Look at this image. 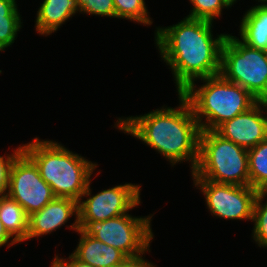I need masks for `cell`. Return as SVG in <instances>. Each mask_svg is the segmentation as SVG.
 Returning <instances> with one entry per match:
<instances>
[{"mask_svg":"<svg viewBox=\"0 0 267 267\" xmlns=\"http://www.w3.org/2000/svg\"><path fill=\"white\" fill-rule=\"evenodd\" d=\"M212 24L185 17L171 26L156 27L154 42L161 60L172 71L177 93L194 81L219 75L221 48L227 34L214 37Z\"/></svg>","mask_w":267,"mask_h":267,"instance_id":"cell-1","label":"cell"},{"mask_svg":"<svg viewBox=\"0 0 267 267\" xmlns=\"http://www.w3.org/2000/svg\"><path fill=\"white\" fill-rule=\"evenodd\" d=\"M176 108L160 107L146 114L118 118L114 128L155 149L172 166L189 161L191 173L199 158L200 126L187 99L178 93Z\"/></svg>","mask_w":267,"mask_h":267,"instance_id":"cell-2","label":"cell"},{"mask_svg":"<svg viewBox=\"0 0 267 267\" xmlns=\"http://www.w3.org/2000/svg\"><path fill=\"white\" fill-rule=\"evenodd\" d=\"M22 151L35 163L40 176L56 197L78 202L98 165L58 141L40 140L37 136L31 142L22 144Z\"/></svg>","mask_w":267,"mask_h":267,"instance_id":"cell-3","label":"cell"},{"mask_svg":"<svg viewBox=\"0 0 267 267\" xmlns=\"http://www.w3.org/2000/svg\"><path fill=\"white\" fill-rule=\"evenodd\" d=\"M200 80L203 84L199 88L194 81L181 94L189 102L201 131H214L258 102L249 91L220 74Z\"/></svg>","mask_w":267,"mask_h":267,"instance_id":"cell-4","label":"cell"},{"mask_svg":"<svg viewBox=\"0 0 267 267\" xmlns=\"http://www.w3.org/2000/svg\"><path fill=\"white\" fill-rule=\"evenodd\" d=\"M192 179L249 186L248 150L215 131H201L199 158Z\"/></svg>","mask_w":267,"mask_h":267,"instance_id":"cell-5","label":"cell"},{"mask_svg":"<svg viewBox=\"0 0 267 267\" xmlns=\"http://www.w3.org/2000/svg\"><path fill=\"white\" fill-rule=\"evenodd\" d=\"M219 74L259 100L267 95V51L252 48L227 34L221 48Z\"/></svg>","mask_w":267,"mask_h":267,"instance_id":"cell-6","label":"cell"},{"mask_svg":"<svg viewBox=\"0 0 267 267\" xmlns=\"http://www.w3.org/2000/svg\"><path fill=\"white\" fill-rule=\"evenodd\" d=\"M149 216L133 217L126 213L105 221H89L82 230L89 236L112 246L127 257L150 252V243L154 238Z\"/></svg>","mask_w":267,"mask_h":267,"instance_id":"cell-7","label":"cell"},{"mask_svg":"<svg viewBox=\"0 0 267 267\" xmlns=\"http://www.w3.org/2000/svg\"><path fill=\"white\" fill-rule=\"evenodd\" d=\"M91 179L78 202V224L82 229L89 221H105L126 214L141 204V185L125 183L91 194ZM84 197L86 200H84Z\"/></svg>","mask_w":267,"mask_h":267,"instance_id":"cell-8","label":"cell"},{"mask_svg":"<svg viewBox=\"0 0 267 267\" xmlns=\"http://www.w3.org/2000/svg\"><path fill=\"white\" fill-rule=\"evenodd\" d=\"M201 190L210 213L220 219L251 220L257 190L249 186L217 183L204 179H192Z\"/></svg>","mask_w":267,"mask_h":267,"instance_id":"cell-9","label":"cell"},{"mask_svg":"<svg viewBox=\"0 0 267 267\" xmlns=\"http://www.w3.org/2000/svg\"><path fill=\"white\" fill-rule=\"evenodd\" d=\"M6 194L18 202L28 216L40 211L56 197L40 176L35 163L23 151L11 166Z\"/></svg>","mask_w":267,"mask_h":267,"instance_id":"cell-10","label":"cell"},{"mask_svg":"<svg viewBox=\"0 0 267 267\" xmlns=\"http://www.w3.org/2000/svg\"><path fill=\"white\" fill-rule=\"evenodd\" d=\"M222 138L250 149L267 138V119L259 101L246 112L223 122L214 130Z\"/></svg>","mask_w":267,"mask_h":267,"instance_id":"cell-11","label":"cell"},{"mask_svg":"<svg viewBox=\"0 0 267 267\" xmlns=\"http://www.w3.org/2000/svg\"><path fill=\"white\" fill-rule=\"evenodd\" d=\"M78 215V201L70 198L55 197L40 211L29 216L27 240L40 238L42 235L56 231L65 225L72 216L75 217L74 222L66 227L77 232L80 229Z\"/></svg>","mask_w":267,"mask_h":267,"instance_id":"cell-12","label":"cell"},{"mask_svg":"<svg viewBox=\"0 0 267 267\" xmlns=\"http://www.w3.org/2000/svg\"><path fill=\"white\" fill-rule=\"evenodd\" d=\"M77 233L80 238L72 254L82 262L93 267H117L127 258L120 250L87 235L82 229Z\"/></svg>","mask_w":267,"mask_h":267,"instance_id":"cell-13","label":"cell"},{"mask_svg":"<svg viewBox=\"0 0 267 267\" xmlns=\"http://www.w3.org/2000/svg\"><path fill=\"white\" fill-rule=\"evenodd\" d=\"M40 5L36 15L35 30L37 34L46 37L80 12L77 0H43Z\"/></svg>","mask_w":267,"mask_h":267,"instance_id":"cell-14","label":"cell"},{"mask_svg":"<svg viewBox=\"0 0 267 267\" xmlns=\"http://www.w3.org/2000/svg\"><path fill=\"white\" fill-rule=\"evenodd\" d=\"M240 40L258 50L267 51V4L248 9L239 26Z\"/></svg>","mask_w":267,"mask_h":267,"instance_id":"cell-15","label":"cell"},{"mask_svg":"<svg viewBox=\"0 0 267 267\" xmlns=\"http://www.w3.org/2000/svg\"><path fill=\"white\" fill-rule=\"evenodd\" d=\"M0 221L17 243L27 240L29 216L23 207L7 194L0 195Z\"/></svg>","mask_w":267,"mask_h":267,"instance_id":"cell-16","label":"cell"},{"mask_svg":"<svg viewBox=\"0 0 267 267\" xmlns=\"http://www.w3.org/2000/svg\"><path fill=\"white\" fill-rule=\"evenodd\" d=\"M16 0H0V51L11 46L22 27Z\"/></svg>","mask_w":267,"mask_h":267,"instance_id":"cell-17","label":"cell"},{"mask_svg":"<svg viewBox=\"0 0 267 267\" xmlns=\"http://www.w3.org/2000/svg\"><path fill=\"white\" fill-rule=\"evenodd\" d=\"M250 186L258 189L267 181V138L248 149Z\"/></svg>","mask_w":267,"mask_h":267,"instance_id":"cell-18","label":"cell"},{"mask_svg":"<svg viewBox=\"0 0 267 267\" xmlns=\"http://www.w3.org/2000/svg\"><path fill=\"white\" fill-rule=\"evenodd\" d=\"M115 7V18H122L151 26L152 18L148 14L145 0H113Z\"/></svg>","mask_w":267,"mask_h":267,"instance_id":"cell-19","label":"cell"},{"mask_svg":"<svg viewBox=\"0 0 267 267\" xmlns=\"http://www.w3.org/2000/svg\"><path fill=\"white\" fill-rule=\"evenodd\" d=\"M189 2L193 7L187 17L213 23L216 18L221 16L222 9L232 7L227 0H189Z\"/></svg>","mask_w":267,"mask_h":267,"instance_id":"cell-20","label":"cell"},{"mask_svg":"<svg viewBox=\"0 0 267 267\" xmlns=\"http://www.w3.org/2000/svg\"><path fill=\"white\" fill-rule=\"evenodd\" d=\"M264 199L267 198L257 194L252 218L254 223L252 238L260 248L267 249V200L263 203Z\"/></svg>","mask_w":267,"mask_h":267,"instance_id":"cell-21","label":"cell"},{"mask_svg":"<svg viewBox=\"0 0 267 267\" xmlns=\"http://www.w3.org/2000/svg\"><path fill=\"white\" fill-rule=\"evenodd\" d=\"M79 13L115 18L113 0H77Z\"/></svg>","mask_w":267,"mask_h":267,"instance_id":"cell-22","label":"cell"},{"mask_svg":"<svg viewBox=\"0 0 267 267\" xmlns=\"http://www.w3.org/2000/svg\"><path fill=\"white\" fill-rule=\"evenodd\" d=\"M21 152L22 145H19L16 149H13V153L0 156V195L6 194L11 166Z\"/></svg>","mask_w":267,"mask_h":267,"instance_id":"cell-23","label":"cell"},{"mask_svg":"<svg viewBox=\"0 0 267 267\" xmlns=\"http://www.w3.org/2000/svg\"><path fill=\"white\" fill-rule=\"evenodd\" d=\"M53 261L59 266V267H93L85 262H82L81 260L77 259L72 253L69 255V257L66 259L59 257L57 254Z\"/></svg>","mask_w":267,"mask_h":267,"instance_id":"cell-24","label":"cell"},{"mask_svg":"<svg viewBox=\"0 0 267 267\" xmlns=\"http://www.w3.org/2000/svg\"><path fill=\"white\" fill-rule=\"evenodd\" d=\"M144 253L137 256L127 257L119 266L117 267H155L152 262L147 261L143 257Z\"/></svg>","mask_w":267,"mask_h":267,"instance_id":"cell-25","label":"cell"},{"mask_svg":"<svg viewBox=\"0 0 267 267\" xmlns=\"http://www.w3.org/2000/svg\"><path fill=\"white\" fill-rule=\"evenodd\" d=\"M15 244L18 243L8 234L3 226V223L0 221V248L4 245H8L9 248Z\"/></svg>","mask_w":267,"mask_h":267,"instance_id":"cell-26","label":"cell"},{"mask_svg":"<svg viewBox=\"0 0 267 267\" xmlns=\"http://www.w3.org/2000/svg\"><path fill=\"white\" fill-rule=\"evenodd\" d=\"M257 194L262 197H267V181L257 189Z\"/></svg>","mask_w":267,"mask_h":267,"instance_id":"cell-27","label":"cell"},{"mask_svg":"<svg viewBox=\"0 0 267 267\" xmlns=\"http://www.w3.org/2000/svg\"><path fill=\"white\" fill-rule=\"evenodd\" d=\"M258 101L261 104V106L263 107V110L265 111V116H266V119H267V95L263 96Z\"/></svg>","mask_w":267,"mask_h":267,"instance_id":"cell-28","label":"cell"},{"mask_svg":"<svg viewBox=\"0 0 267 267\" xmlns=\"http://www.w3.org/2000/svg\"><path fill=\"white\" fill-rule=\"evenodd\" d=\"M227 1L231 6L234 5L237 2V0H227Z\"/></svg>","mask_w":267,"mask_h":267,"instance_id":"cell-29","label":"cell"},{"mask_svg":"<svg viewBox=\"0 0 267 267\" xmlns=\"http://www.w3.org/2000/svg\"><path fill=\"white\" fill-rule=\"evenodd\" d=\"M50 265H51V267H59L53 260H52Z\"/></svg>","mask_w":267,"mask_h":267,"instance_id":"cell-30","label":"cell"},{"mask_svg":"<svg viewBox=\"0 0 267 267\" xmlns=\"http://www.w3.org/2000/svg\"><path fill=\"white\" fill-rule=\"evenodd\" d=\"M258 2H260V4H267V0H258Z\"/></svg>","mask_w":267,"mask_h":267,"instance_id":"cell-31","label":"cell"}]
</instances>
